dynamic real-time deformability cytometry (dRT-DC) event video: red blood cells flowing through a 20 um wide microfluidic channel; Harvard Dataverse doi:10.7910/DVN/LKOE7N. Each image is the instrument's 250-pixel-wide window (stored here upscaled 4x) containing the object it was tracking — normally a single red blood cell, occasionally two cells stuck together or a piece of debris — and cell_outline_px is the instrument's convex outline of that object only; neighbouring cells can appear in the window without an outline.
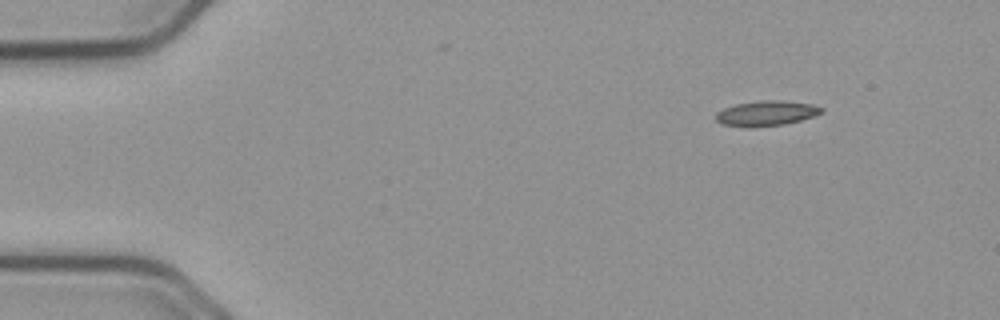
{"species": "common noctule bat (a hibernating species)", "species_latin": "Nyctalus noctula", "temperature_condition": "cold", "stored_images_in_passage": 49, "camera_frame_rate_fps": 3000, "um_per_image_px": 0.085, "animal": {"sex": "male", "body_mass_g": 23.1, "forearm_length_mm": 52.7}, "frame": {"image": 1, "passage_image": 1, "time_ms": 0.0, "image_size_px": [1000, 320], "cell_outline_px": [[824, 112], [800, 120], [784, 124], [724, 124], [716, 120], [716, 112], [724, 108], [736, 104], [760, 100], [780, 100], [812, 104], [824, 108]], "centroid_in_image_um": [65.21, 9.56], "position_along_channel_um": 19.8, "area_um2": 14.57}}
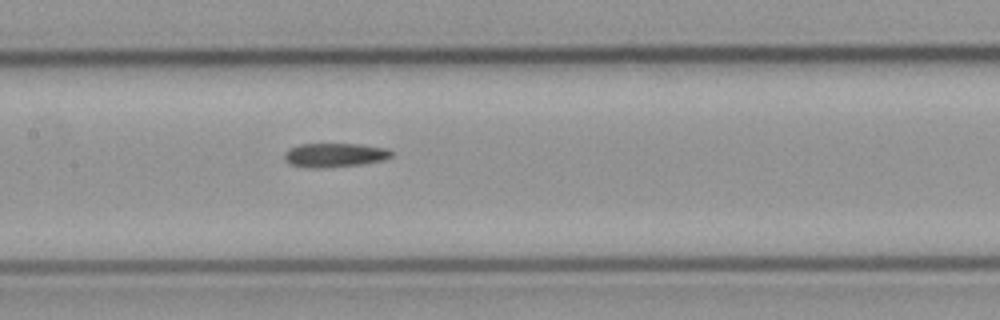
{"frame": {"image": 2, "passage_image": 21, "time_ms": 6.667, "image_size_px": [1000, 320], "cell_outline_px": [[392, 156], [384, 160], [364, 164], [324, 168], [304, 168], [288, 164], [284, 160], [284, 152], [288, 148], [300, 144], [360, 144], [388, 148], [392, 152]], "centroid_in_image_um": [28.41, 13.19], "position_along_channel_um": 179.0, "area_um2": 15.37}}
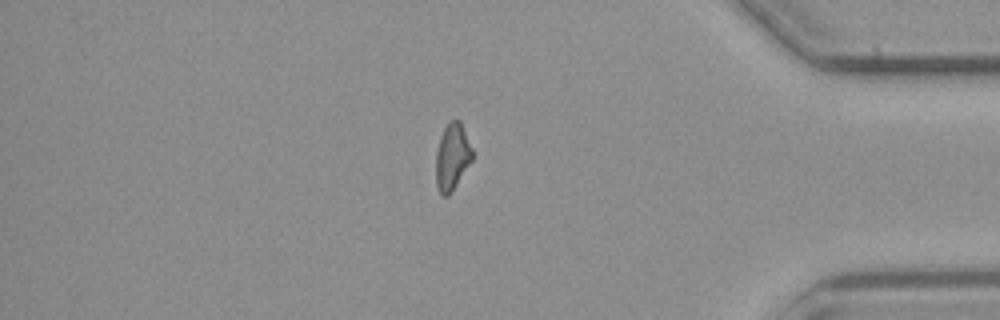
{"frame": {"image": 3, "passage_image": 41, "time_ms": 13.333, "image_size_px": [1000, 320], "cell_outline_px": [[472, 160], [448, 196], [440, 196], [436, 184], [436, 152], [444, 128], [448, 120], [460, 120], [472, 148]], "centroid_in_image_um": [38.42, 13.33], "position_along_channel_um": 396.8, "area_um2": 13.99}, "authors_computed_cell_mechanics": {"area_um2": 14.8546, "velocity_mm_per_s": 3.7554, "shape_relaxation_time_tau1_ms": 7.3296, "shape_relaxation_time_tau2_ms": null, "deformation_change_tau1": 0.1665, "deformation_change_tau2": null}}